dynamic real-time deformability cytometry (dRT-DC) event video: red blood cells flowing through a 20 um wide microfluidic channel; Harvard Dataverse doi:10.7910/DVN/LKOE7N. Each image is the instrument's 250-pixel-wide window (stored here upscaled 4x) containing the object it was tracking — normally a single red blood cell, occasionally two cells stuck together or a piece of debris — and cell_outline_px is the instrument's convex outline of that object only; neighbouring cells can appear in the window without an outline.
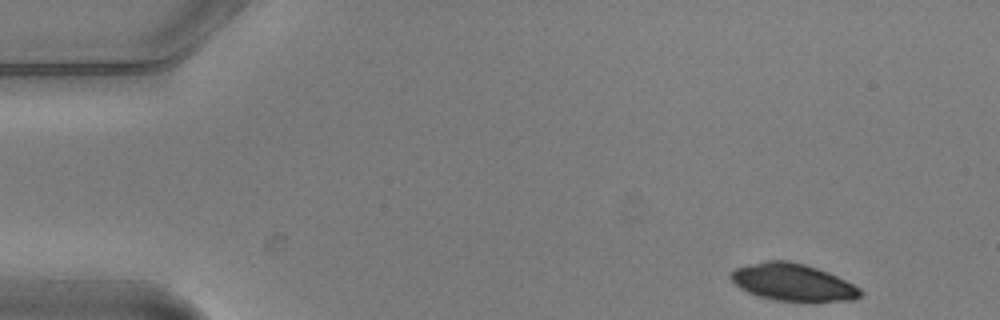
{"species": "common noctule bat (a hibernating species)", "species_latin": "Nyctalus noctula", "temperature_condition": "warm", "stored_images_in_passage": 4, "camera_frame_rate_fps": 3000, "um_per_image_px": 0.085, "animal": {"sex": "male", "body_mass_g": 20.5, "forearm_length_mm": 52.5}, "frame": {"image": 1, "passage_image": 1, "time_ms": 0.0, "image_size_px": [1000, 320], "cell_outline_px": [[864, 292], [860, 296], [852, 300], [816, 304], [812, 304], [776, 300], [756, 296], [740, 288], [728, 276], [736, 268], [764, 260], [788, 260], [804, 264], [828, 272], [860, 288]], "centroid_in_image_um": [67.43, 24.04], "position_along_channel_um": 17.6, "area_um2": 28.78}}
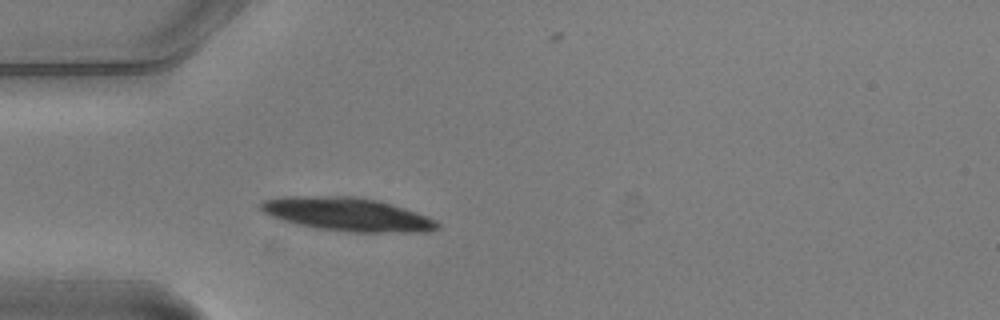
{"frame": {"image": 2, "passage_image": 4, "time_ms": 1.0, "image_size_px": [1000, 320], "cell_outline_px": [[440, 228], [428, 232], [348, 232], [316, 228], [296, 224], [280, 220], [264, 212], [260, 208], [260, 204], [264, 200], [280, 196], [356, 196], [376, 200], [392, 204], [404, 208], [424, 216], [440, 224]], "centroid_in_image_um": [29.48, 18.22], "position_along_channel_um": 55.5, "area_um2": 34.33}}